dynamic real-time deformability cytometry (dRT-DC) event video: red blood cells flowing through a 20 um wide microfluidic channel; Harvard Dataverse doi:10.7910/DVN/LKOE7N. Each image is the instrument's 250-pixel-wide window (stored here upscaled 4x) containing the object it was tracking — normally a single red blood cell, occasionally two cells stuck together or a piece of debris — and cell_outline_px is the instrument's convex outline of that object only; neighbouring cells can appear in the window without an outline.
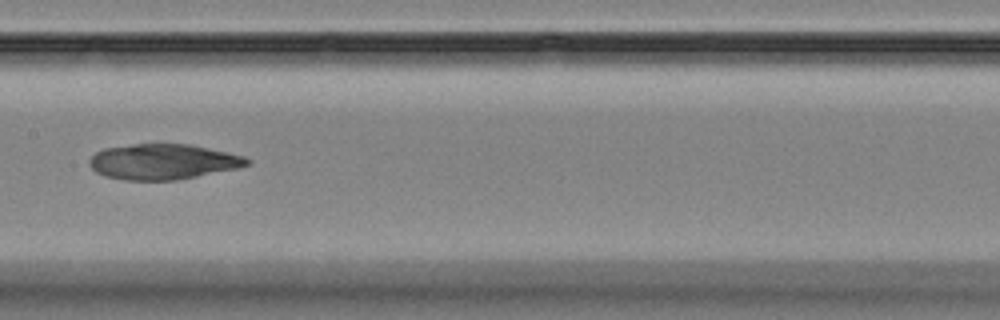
{"species": "Egyptian fruit bat (a non-hibernating species)", "species_latin": "Rousettus aegyptiacus", "temperature_condition": "room temperature", "stored_images_in_passage": 14, "camera_frame_rate_fps": 3000, "um_per_image_px": 0.085, "animal": {"sex": "female"}, "frame": {"image": 1, "passage_image": 7, "time_ms": 8.333, "image_size_px": [1000, 320], "cell_outline_px": [[252, 164], [240, 168], [176, 180], [124, 180], [104, 176], [96, 172], [88, 164], [88, 160], [96, 152], [104, 148], [132, 144], [192, 144], [244, 156], [252, 160]], "centroid_in_image_um": [13.88, 13.74], "position_along_channel_um": 193.5, "area_um2": 32.83}}
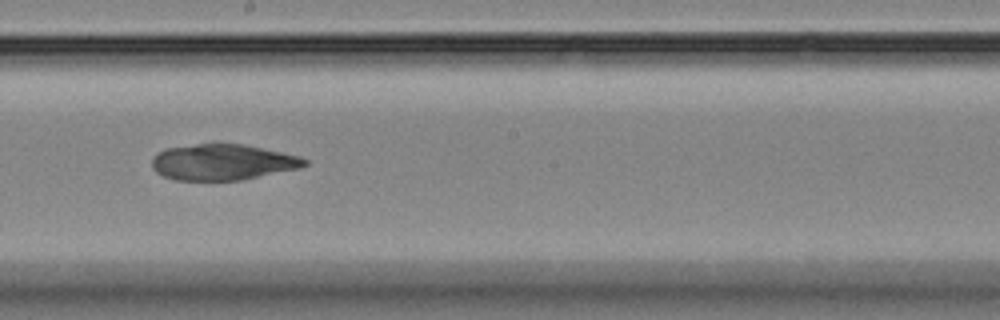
{"frame": {"image": 2, "passage_image": 8, "time_ms": 9.333, "image_size_px": [1000, 320], "cell_outline_px": [[308, 164], [300, 168], [244, 180], [176, 180], [164, 176], [156, 172], [152, 168], [152, 160], [156, 152], [168, 148], [196, 144], [244, 144], [300, 156], [308, 160]], "centroid_in_image_um": [18.94, 13.79], "position_along_channel_um": 229.3, "area_um2": 32.02}}
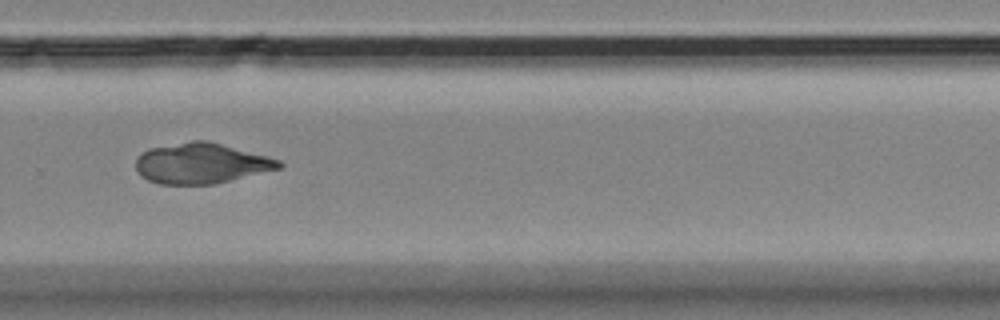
{"frame": {"image": 3, "passage_image": 10, "time_ms": 11.667, "image_size_px": [1000, 320], "cell_outline_px": [[284, 164], [280, 168], [216, 184], [160, 184], [148, 180], [140, 176], [136, 172], [136, 160], [148, 148], [192, 140], [208, 140], [268, 156], [280, 160]], "centroid_in_image_um": [17.1, 13.88], "position_along_channel_um": 312.7, "area_um2": 33.87}}